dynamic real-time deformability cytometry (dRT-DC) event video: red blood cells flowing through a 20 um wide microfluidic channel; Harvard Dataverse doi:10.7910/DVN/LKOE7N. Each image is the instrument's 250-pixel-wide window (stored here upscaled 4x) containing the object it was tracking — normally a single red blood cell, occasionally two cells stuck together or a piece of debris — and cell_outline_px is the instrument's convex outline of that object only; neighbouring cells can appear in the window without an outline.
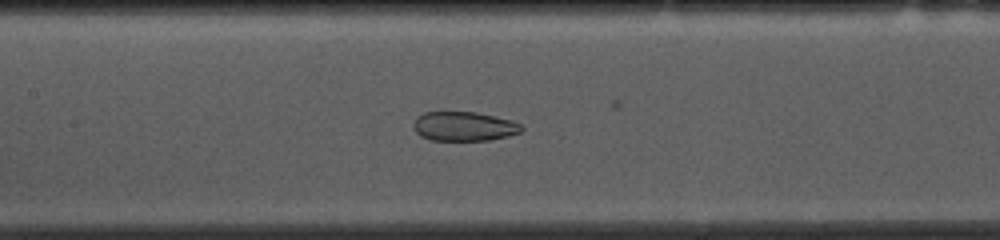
{"species": "common noctule bat (a hibernating species)", "species_latin": "Nyctalus noctula", "temperature_condition": "cold", "stored_images_in_passage": 28, "camera_frame_rate_fps": 3000, "um_per_image_px": 0.085, "animal": {"sex": "female", "body_mass_g": 10.0, "forearm_length_mm": 53.1}, "frame": {"image": 1, "passage_image": 16, "time_ms": 5.0, "image_size_px": [1000, 240], "cell_outline_px": [[524, 128], [520, 132], [508, 136], [488, 140], [432, 140], [420, 136], [412, 128], [412, 124], [416, 116], [424, 112], [476, 112], [512, 120], [520, 124]], "centroid_in_image_um": [39.4, 10.73], "position_along_channel_um": 168.0, "area_um2": 18.55}}